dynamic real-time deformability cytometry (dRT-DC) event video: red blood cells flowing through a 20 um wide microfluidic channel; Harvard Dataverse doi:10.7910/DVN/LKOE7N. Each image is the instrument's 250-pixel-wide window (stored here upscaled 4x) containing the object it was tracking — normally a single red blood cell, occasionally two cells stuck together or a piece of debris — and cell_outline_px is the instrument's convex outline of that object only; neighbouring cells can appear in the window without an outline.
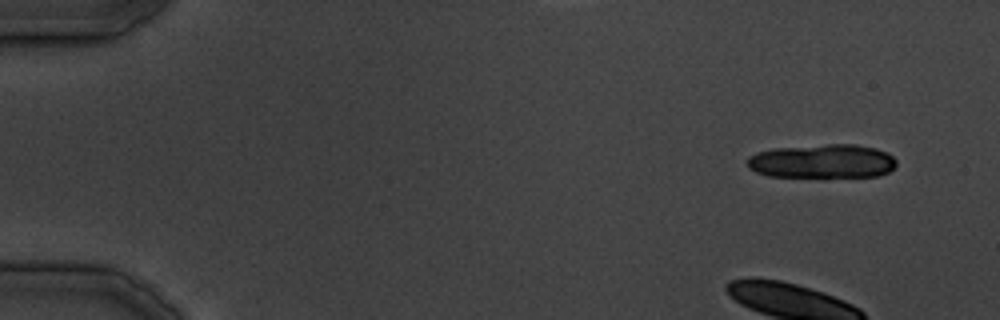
{"species": "common noctule bat (a hibernating species)", "species_latin": "Nyctalus noctula", "temperature_condition": "cold", "stored_images_in_passage": 12, "camera_frame_rate_fps": 3000, "um_per_image_px": 0.085, "animal": {"sex": "male", "body_mass_g": 19.5, "forearm_length_mm": 54.6}, "frame": {"image": 1, "passage_image": 1, "time_ms": 0.0, "image_size_px": [1000, 320], "cell_outline_px": [[896, 164], [888, 172], [880, 176], [824, 180], [768, 176], [756, 172], [748, 168], [748, 156], [756, 152], [772, 148], [824, 144], [856, 144], [876, 148], [888, 152], [896, 160]], "centroid_in_image_um": [69.9, 13.76], "position_along_channel_um": 15.1, "area_um2": 31.21}}